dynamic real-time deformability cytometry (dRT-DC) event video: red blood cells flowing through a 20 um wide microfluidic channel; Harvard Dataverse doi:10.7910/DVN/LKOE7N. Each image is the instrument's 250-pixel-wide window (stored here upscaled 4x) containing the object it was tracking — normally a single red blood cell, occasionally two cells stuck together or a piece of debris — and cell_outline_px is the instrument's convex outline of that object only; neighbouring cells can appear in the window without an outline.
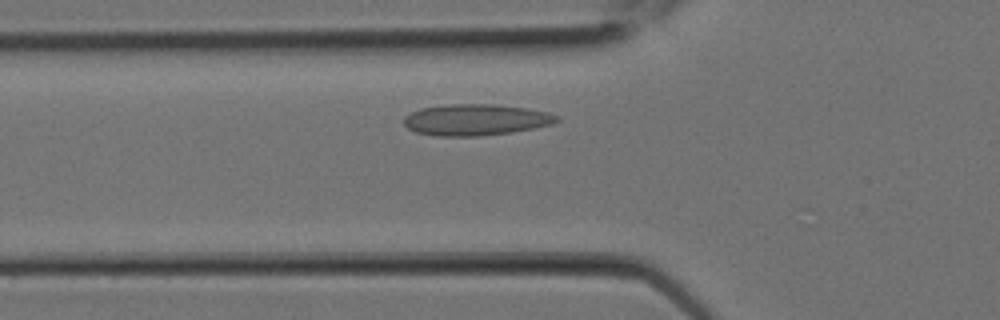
{"species": "Egyptian fruit bat (a non-hibernating species)", "species_latin": "Rousettus aegyptiacus", "temperature_condition": "room temperature", "stored_images_in_passage": 2, "camera_frame_rate_fps": 3000, "um_per_image_px": 0.085, "animal": {"sex": "female"}, "frame": {"image": 1, "passage_image": 2, "time_ms": 0.333, "image_size_px": [1000, 320], "cell_outline_px": [[560, 120], [552, 124], [512, 132], [480, 136], [436, 136], [416, 132], [408, 128], [404, 124], [404, 116], [420, 108], [448, 104], [492, 104], [528, 108], [548, 112], [560, 116]], "centroid_in_image_um": [40.45, 10.18], "position_along_channel_um": 85.4, "area_um2": 27.98}}